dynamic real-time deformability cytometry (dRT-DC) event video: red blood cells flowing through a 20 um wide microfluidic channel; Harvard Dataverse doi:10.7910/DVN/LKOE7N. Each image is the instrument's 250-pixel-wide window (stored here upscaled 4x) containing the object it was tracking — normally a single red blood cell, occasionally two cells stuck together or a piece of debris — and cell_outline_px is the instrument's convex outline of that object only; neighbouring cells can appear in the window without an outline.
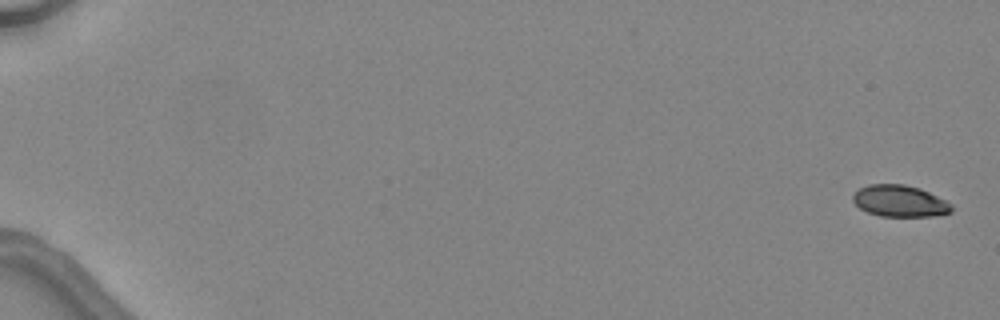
{"species": "common noctule bat (a hibernating species)", "species_latin": "Nyctalus noctula", "temperature_condition": "warm", "stored_images_in_passage": 6, "camera_frame_rate_fps": 3000, "um_per_image_px": 0.085, "animal": {"sex": "female", "body_mass_g": 24.6, "forearm_length_mm": 56.2}, "frame": {"image": 1, "passage_image": 1, "time_ms": 0.0, "image_size_px": [1000, 320], "cell_outline_px": [[952, 212], [932, 216], [880, 216], [868, 212], [860, 208], [852, 200], [852, 196], [860, 188], [868, 184], [904, 184], [920, 188], [952, 204]], "centroid_in_image_um": [76.47, 17.08], "position_along_channel_um": 8.5, "area_um2": 18.03}}
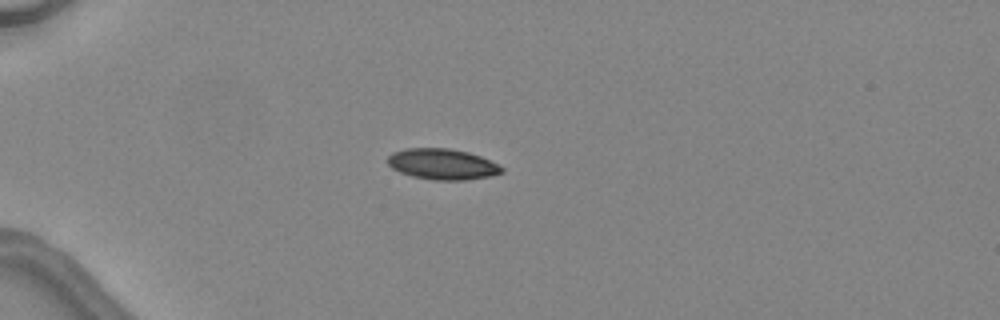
{"frame": {"image": 2, "passage_image": 5, "time_ms": 4.667, "image_size_px": [1000, 320], "cell_outline_px": [[504, 172], [492, 176], [464, 180], [436, 180], [412, 176], [400, 172], [392, 168], [388, 164], [388, 156], [392, 152], [404, 148], [448, 148], [468, 152], [480, 156], [500, 164], [504, 168]], "centroid_in_image_um": [37.63, 13.95], "position_along_channel_um": 47.4, "area_um2": 20.63}}